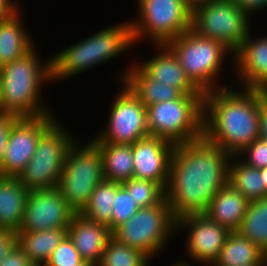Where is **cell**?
<instances>
[{"instance_id": "5bb4252c", "label": "cell", "mask_w": 267, "mask_h": 266, "mask_svg": "<svg viewBox=\"0 0 267 266\" xmlns=\"http://www.w3.org/2000/svg\"><path fill=\"white\" fill-rule=\"evenodd\" d=\"M187 259L199 266H213L230 231L212 221L206 214H191L176 221V235L183 232ZM194 261V262H193Z\"/></svg>"}, {"instance_id": "4dcf8cb0", "label": "cell", "mask_w": 267, "mask_h": 266, "mask_svg": "<svg viewBox=\"0 0 267 266\" xmlns=\"http://www.w3.org/2000/svg\"><path fill=\"white\" fill-rule=\"evenodd\" d=\"M140 207H151L165 199V189L158 183L147 180L131 178L121 184Z\"/></svg>"}, {"instance_id": "8992f818", "label": "cell", "mask_w": 267, "mask_h": 266, "mask_svg": "<svg viewBox=\"0 0 267 266\" xmlns=\"http://www.w3.org/2000/svg\"><path fill=\"white\" fill-rule=\"evenodd\" d=\"M111 236L117 242L140 251L153 263L168 248L171 240H175L176 220L164 199L154 206L140 208L125 223L114 229Z\"/></svg>"}, {"instance_id": "9c48e42d", "label": "cell", "mask_w": 267, "mask_h": 266, "mask_svg": "<svg viewBox=\"0 0 267 266\" xmlns=\"http://www.w3.org/2000/svg\"><path fill=\"white\" fill-rule=\"evenodd\" d=\"M79 138L66 154L57 185V189L76 213L84 209L96 186L105 179L99 148L90 139L86 143Z\"/></svg>"}, {"instance_id": "836d02e7", "label": "cell", "mask_w": 267, "mask_h": 266, "mask_svg": "<svg viewBox=\"0 0 267 266\" xmlns=\"http://www.w3.org/2000/svg\"><path fill=\"white\" fill-rule=\"evenodd\" d=\"M245 164L262 169L267 167V141L258 138L236 155Z\"/></svg>"}, {"instance_id": "83f0119b", "label": "cell", "mask_w": 267, "mask_h": 266, "mask_svg": "<svg viewBox=\"0 0 267 266\" xmlns=\"http://www.w3.org/2000/svg\"><path fill=\"white\" fill-rule=\"evenodd\" d=\"M238 232L267 256V196L249 201Z\"/></svg>"}, {"instance_id": "30bf717a", "label": "cell", "mask_w": 267, "mask_h": 266, "mask_svg": "<svg viewBox=\"0 0 267 266\" xmlns=\"http://www.w3.org/2000/svg\"><path fill=\"white\" fill-rule=\"evenodd\" d=\"M63 123L58 118L41 135L32 159L17 177L29 191L57 188L66 154L78 138Z\"/></svg>"}, {"instance_id": "3957f363", "label": "cell", "mask_w": 267, "mask_h": 266, "mask_svg": "<svg viewBox=\"0 0 267 266\" xmlns=\"http://www.w3.org/2000/svg\"><path fill=\"white\" fill-rule=\"evenodd\" d=\"M37 48L41 47L35 45L21 57L0 67V113L18 117L53 113L50 103L42 94L44 87H51L52 84L51 55L44 60Z\"/></svg>"}, {"instance_id": "ee69618b", "label": "cell", "mask_w": 267, "mask_h": 266, "mask_svg": "<svg viewBox=\"0 0 267 266\" xmlns=\"http://www.w3.org/2000/svg\"><path fill=\"white\" fill-rule=\"evenodd\" d=\"M24 266H45V264L40 263V262H31V261H29Z\"/></svg>"}, {"instance_id": "4316f807", "label": "cell", "mask_w": 267, "mask_h": 266, "mask_svg": "<svg viewBox=\"0 0 267 266\" xmlns=\"http://www.w3.org/2000/svg\"><path fill=\"white\" fill-rule=\"evenodd\" d=\"M228 183L248 201L267 196L261 170L245 164L237 156L230 159Z\"/></svg>"}, {"instance_id": "7a4b0ae2", "label": "cell", "mask_w": 267, "mask_h": 266, "mask_svg": "<svg viewBox=\"0 0 267 266\" xmlns=\"http://www.w3.org/2000/svg\"><path fill=\"white\" fill-rule=\"evenodd\" d=\"M232 86L204 93L203 136L236 156L260 138L261 89Z\"/></svg>"}, {"instance_id": "2e32d148", "label": "cell", "mask_w": 267, "mask_h": 266, "mask_svg": "<svg viewBox=\"0 0 267 266\" xmlns=\"http://www.w3.org/2000/svg\"><path fill=\"white\" fill-rule=\"evenodd\" d=\"M175 145L159 137L147 135L132 144L133 177L147 179L166 189Z\"/></svg>"}, {"instance_id": "6da1fadb", "label": "cell", "mask_w": 267, "mask_h": 266, "mask_svg": "<svg viewBox=\"0 0 267 266\" xmlns=\"http://www.w3.org/2000/svg\"><path fill=\"white\" fill-rule=\"evenodd\" d=\"M231 157L204 136L175 145L165 199L176 221L206 213L211 199L228 183Z\"/></svg>"}, {"instance_id": "e0dca14e", "label": "cell", "mask_w": 267, "mask_h": 266, "mask_svg": "<svg viewBox=\"0 0 267 266\" xmlns=\"http://www.w3.org/2000/svg\"><path fill=\"white\" fill-rule=\"evenodd\" d=\"M253 29L233 54L232 76L239 87L267 91V34L256 37Z\"/></svg>"}, {"instance_id": "d6a6232c", "label": "cell", "mask_w": 267, "mask_h": 266, "mask_svg": "<svg viewBox=\"0 0 267 266\" xmlns=\"http://www.w3.org/2000/svg\"><path fill=\"white\" fill-rule=\"evenodd\" d=\"M45 266H94L81 258L68 235L51 254Z\"/></svg>"}, {"instance_id": "d4e9b609", "label": "cell", "mask_w": 267, "mask_h": 266, "mask_svg": "<svg viewBox=\"0 0 267 266\" xmlns=\"http://www.w3.org/2000/svg\"><path fill=\"white\" fill-rule=\"evenodd\" d=\"M102 155L103 175L106 180L124 183L133 178V153L131 144L93 142Z\"/></svg>"}, {"instance_id": "8d00e7d4", "label": "cell", "mask_w": 267, "mask_h": 266, "mask_svg": "<svg viewBox=\"0 0 267 266\" xmlns=\"http://www.w3.org/2000/svg\"><path fill=\"white\" fill-rule=\"evenodd\" d=\"M236 6L241 8L250 17H255V15L267 12V0H231ZM257 12V14H256ZM259 12V13H258ZM254 14V15H253Z\"/></svg>"}, {"instance_id": "d6986e66", "label": "cell", "mask_w": 267, "mask_h": 266, "mask_svg": "<svg viewBox=\"0 0 267 266\" xmlns=\"http://www.w3.org/2000/svg\"><path fill=\"white\" fill-rule=\"evenodd\" d=\"M67 235L82 259L96 266L104 252L108 240L112 237L109 228L93 222L80 213H76L67 228Z\"/></svg>"}, {"instance_id": "8fae6325", "label": "cell", "mask_w": 267, "mask_h": 266, "mask_svg": "<svg viewBox=\"0 0 267 266\" xmlns=\"http://www.w3.org/2000/svg\"><path fill=\"white\" fill-rule=\"evenodd\" d=\"M251 20L231 0H212L192 10L191 29L219 41L234 54L253 28Z\"/></svg>"}, {"instance_id": "44dd1931", "label": "cell", "mask_w": 267, "mask_h": 266, "mask_svg": "<svg viewBox=\"0 0 267 266\" xmlns=\"http://www.w3.org/2000/svg\"><path fill=\"white\" fill-rule=\"evenodd\" d=\"M22 11L21 8L9 18L0 20V67L13 62L36 45L29 27L23 24Z\"/></svg>"}, {"instance_id": "603a6c76", "label": "cell", "mask_w": 267, "mask_h": 266, "mask_svg": "<svg viewBox=\"0 0 267 266\" xmlns=\"http://www.w3.org/2000/svg\"><path fill=\"white\" fill-rule=\"evenodd\" d=\"M29 190L17 177L0 176V229L19 231Z\"/></svg>"}, {"instance_id": "f35d334b", "label": "cell", "mask_w": 267, "mask_h": 266, "mask_svg": "<svg viewBox=\"0 0 267 266\" xmlns=\"http://www.w3.org/2000/svg\"><path fill=\"white\" fill-rule=\"evenodd\" d=\"M260 138L267 141V91L261 90L260 102Z\"/></svg>"}, {"instance_id": "ba28073f", "label": "cell", "mask_w": 267, "mask_h": 266, "mask_svg": "<svg viewBox=\"0 0 267 266\" xmlns=\"http://www.w3.org/2000/svg\"><path fill=\"white\" fill-rule=\"evenodd\" d=\"M204 95H183L176 100L147 106L149 135L174 145L187 143L203 136Z\"/></svg>"}, {"instance_id": "52a82bcc", "label": "cell", "mask_w": 267, "mask_h": 266, "mask_svg": "<svg viewBox=\"0 0 267 266\" xmlns=\"http://www.w3.org/2000/svg\"><path fill=\"white\" fill-rule=\"evenodd\" d=\"M136 1V14L129 20L134 47L146 41L148 46L164 45L191 28L192 10L184 0Z\"/></svg>"}, {"instance_id": "484cf974", "label": "cell", "mask_w": 267, "mask_h": 266, "mask_svg": "<svg viewBox=\"0 0 267 266\" xmlns=\"http://www.w3.org/2000/svg\"><path fill=\"white\" fill-rule=\"evenodd\" d=\"M66 236L67 228L17 232V245L25 252L28 261L46 264Z\"/></svg>"}, {"instance_id": "ac0fdd59", "label": "cell", "mask_w": 267, "mask_h": 266, "mask_svg": "<svg viewBox=\"0 0 267 266\" xmlns=\"http://www.w3.org/2000/svg\"><path fill=\"white\" fill-rule=\"evenodd\" d=\"M151 57L135 60V63L152 79L173 88L185 95H204L187 77L177 57L164 45H152Z\"/></svg>"}, {"instance_id": "1f68e13d", "label": "cell", "mask_w": 267, "mask_h": 266, "mask_svg": "<svg viewBox=\"0 0 267 266\" xmlns=\"http://www.w3.org/2000/svg\"><path fill=\"white\" fill-rule=\"evenodd\" d=\"M140 207L129 192L116 182V195L112 204L111 232L131 218Z\"/></svg>"}, {"instance_id": "5b68a950", "label": "cell", "mask_w": 267, "mask_h": 266, "mask_svg": "<svg viewBox=\"0 0 267 266\" xmlns=\"http://www.w3.org/2000/svg\"><path fill=\"white\" fill-rule=\"evenodd\" d=\"M165 45L177 57L187 77L203 94L229 86L228 82H221V74L225 62L228 63L229 60L233 73V53L219 41L203 37L190 28Z\"/></svg>"}, {"instance_id": "cb8c5ba5", "label": "cell", "mask_w": 267, "mask_h": 266, "mask_svg": "<svg viewBox=\"0 0 267 266\" xmlns=\"http://www.w3.org/2000/svg\"><path fill=\"white\" fill-rule=\"evenodd\" d=\"M267 265V256L238 231L230 232L213 266Z\"/></svg>"}, {"instance_id": "9a60e30c", "label": "cell", "mask_w": 267, "mask_h": 266, "mask_svg": "<svg viewBox=\"0 0 267 266\" xmlns=\"http://www.w3.org/2000/svg\"><path fill=\"white\" fill-rule=\"evenodd\" d=\"M75 214L57 188L31 190L18 232L68 228Z\"/></svg>"}, {"instance_id": "f546056e", "label": "cell", "mask_w": 267, "mask_h": 266, "mask_svg": "<svg viewBox=\"0 0 267 266\" xmlns=\"http://www.w3.org/2000/svg\"><path fill=\"white\" fill-rule=\"evenodd\" d=\"M152 262L140 251L110 238L96 266H151Z\"/></svg>"}, {"instance_id": "e575fe53", "label": "cell", "mask_w": 267, "mask_h": 266, "mask_svg": "<svg viewBox=\"0 0 267 266\" xmlns=\"http://www.w3.org/2000/svg\"><path fill=\"white\" fill-rule=\"evenodd\" d=\"M19 118L12 114L0 113V163L4 155L11 127Z\"/></svg>"}, {"instance_id": "7bdbcfd3", "label": "cell", "mask_w": 267, "mask_h": 266, "mask_svg": "<svg viewBox=\"0 0 267 266\" xmlns=\"http://www.w3.org/2000/svg\"><path fill=\"white\" fill-rule=\"evenodd\" d=\"M260 170H261V175L263 177V181H264L266 192H267V167L262 168Z\"/></svg>"}, {"instance_id": "b9f144b4", "label": "cell", "mask_w": 267, "mask_h": 266, "mask_svg": "<svg viewBox=\"0 0 267 266\" xmlns=\"http://www.w3.org/2000/svg\"><path fill=\"white\" fill-rule=\"evenodd\" d=\"M183 257H181V259L179 258L177 261H176V259H174L175 261V263L173 264H170V266H192L193 264H190L189 262V260H187V259H185V258H183ZM194 266H196V265H194Z\"/></svg>"}, {"instance_id": "d590c367", "label": "cell", "mask_w": 267, "mask_h": 266, "mask_svg": "<svg viewBox=\"0 0 267 266\" xmlns=\"http://www.w3.org/2000/svg\"><path fill=\"white\" fill-rule=\"evenodd\" d=\"M17 245V232L0 229V262Z\"/></svg>"}, {"instance_id": "4fadbf2b", "label": "cell", "mask_w": 267, "mask_h": 266, "mask_svg": "<svg viewBox=\"0 0 267 266\" xmlns=\"http://www.w3.org/2000/svg\"><path fill=\"white\" fill-rule=\"evenodd\" d=\"M56 113L20 117L11 127L0 163L1 177H18L34 155L41 135L59 118Z\"/></svg>"}, {"instance_id": "f6af8a7d", "label": "cell", "mask_w": 267, "mask_h": 266, "mask_svg": "<svg viewBox=\"0 0 267 266\" xmlns=\"http://www.w3.org/2000/svg\"><path fill=\"white\" fill-rule=\"evenodd\" d=\"M0 89H1V81H0ZM0 106H1V92H0Z\"/></svg>"}, {"instance_id": "7402d4cb", "label": "cell", "mask_w": 267, "mask_h": 266, "mask_svg": "<svg viewBox=\"0 0 267 266\" xmlns=\"http://www.w3.org/2000/svg\"><path fill=\"white\" fill-rule=\"evenodd\" d=\"M249 201L229 183L211 199L206 215L230 232L238 231Z\"/></svg>"}, {"instance_id": "f1b7e54d", "label": "cell", "mask_w": 267, "mask_h": 266, "mask_svg": "<svg viewBox=\"0 0 267 266\" xmlns=\"http://www.w3.org/2000/svg\"><path fill=\"white\" fill-rule=\"evenodd\" d=\"M116 195V182L102 180L80 212L85 218L106 225L111 231L112 204Z\"/></svg>"}, {"instance_id": "60d3db41", "label": "cell", "mask_w": 267, "mask_h": 266, "mask_svg": "<svg viewBox=\"0 0 267 266\" xmlns=\"http://www.w3.org/2000/svg\"><path fill=\"white\" fill-rule=\"evenodd\" d=\"M209 1H212V0H184V2L188 5V7L191 10H193L194 8L202 4L208 3Z\"/></svg>"}, {"instance_id": "74e56055", "label": "cell", "mask_w": 267, "mask_h": 266, "mask_svg": "<svg viewBox=\"0 0 267 266\" xmlns=\"http://www.w3.org/2000/svg\"><path fill=\"white\" fill-rule=\"evenodd\" d=\"M28 262L25 252L16 245L0 262V266H24Z\"/></svg>"}, {"instance_id": "ab89813d", "label": "cell", "mask_w": 267, "mask_h": 266, "mask_svg": "<svg viewBox=\"0 0 267 266\" xmlns=\"http://www.w3.org/2000/svg\"><path fill=\"white\" fill-rule=\"evenodd\" d=\"M19 0H0V20L9 18L22 8Z\"/></svg>"}, {"instance_id": "7c38bea8", "label": "cell", "mask_w": 267, "mask_h": 266, "mask_svg": "<svg viewBox=\"0 0 267 266\" xmlns=\"http://www.w3.org/2000/svg\"><path fill=\"white\" fill-rule=\"evenodd\" d=\"M120 86L106 113V125L99 127L98 133L90 137L92 142L132 145L149 135L146 106L124 81L120 82Z\"/></svg>"}, {"instance_id": "277c9868", "label": "cell", "mask_w": 267, "mask_h": 266, "mask_svg": "<svg viewBox=\"0 0 267 266\" xmlns=\"http://www.w3.org/2000/svg\"><path fill=\"white\" fill-rule=\"evenodd\" d=\"M128 20V21H127ZM104 26L77 42L61 48L51 56L52 84L76 78L89 69L115 60L134 48L129 18Z\"/></svg>"}, {"instance_id": "ffe728a7", "label": "cell", "mask_w": 267, "mask_h": 266, "mask_svg": "<svg viewBox=\"0 0 267 266\" xmlns=\"http://www.w3.org/2000/svg\"><path fill=\"white\" fill-rule=\"evenodd\" d=\"M121 68L123 70L119 71L118 76L115 75L117 86L124 81L146 107L154 103L176 100L184 95L180 89L150 78L135 62Z\"/></svg>"}]
</instances>
